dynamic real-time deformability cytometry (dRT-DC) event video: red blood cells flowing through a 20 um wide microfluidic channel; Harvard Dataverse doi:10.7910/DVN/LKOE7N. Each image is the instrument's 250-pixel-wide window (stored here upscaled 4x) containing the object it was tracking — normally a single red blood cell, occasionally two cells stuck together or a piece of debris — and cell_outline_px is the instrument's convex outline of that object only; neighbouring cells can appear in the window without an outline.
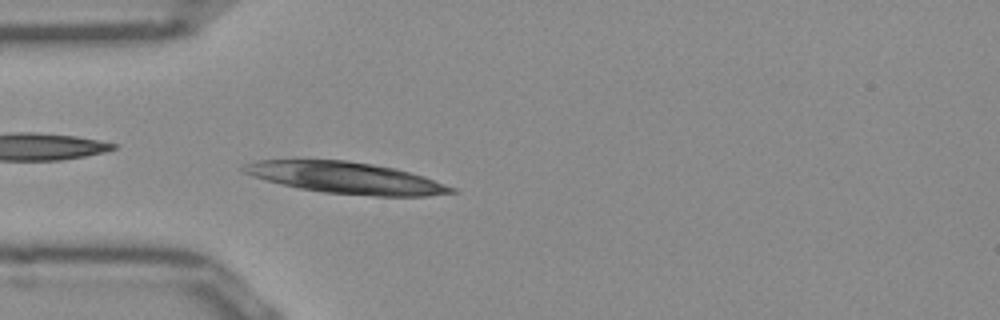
{"species": "Egyptian fruit bat (a non-hibernating species)", "species_latin": "Rousettus aegyptiacus", "temperature_condition": "room temperature", "stored_images_in_passage": 34, "camera_frame_rate_fps": 3000, "um_per_image_px": 0.085, "frame": {"image": 1, "passage_image": 4, "time_ms": 1.0, "image_size_px": [1000, 320], "cell_outline_px": [[460, 192], [428, 196], [376, 196], [324, 192], [300, 188], [252, 176], [240, 172], [240, 168], [244, 164], [256, 160], [344, 160], [372, 164], [392, 168], [424, 176], [456, 188]], "centroid_in_image_um": [29.42, 15.12], "position_along_channel_um": 55.6, "area_um2": 37.86}}
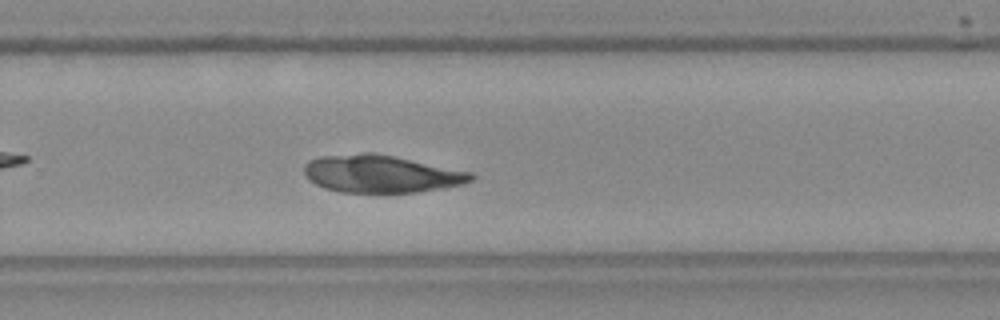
{"frame": {"image": 2, "passage_image": 23, "time_ms": 7.333, "image_size_px": [1000, 320], "cell_outline_px": [[476, 180], [464, 184], [444, 188], [416, 192], [340, 192], [324, 188], [308, 180], [304, 172], [304, 164], [308, 160], [320, 156], [364, 152], [372, 152], [472, 172], [476, 176]], "centroid_in_image_um": [32.39, 14.78], "position_along_channel_um": 297.4, "area_um2": 36.65}}
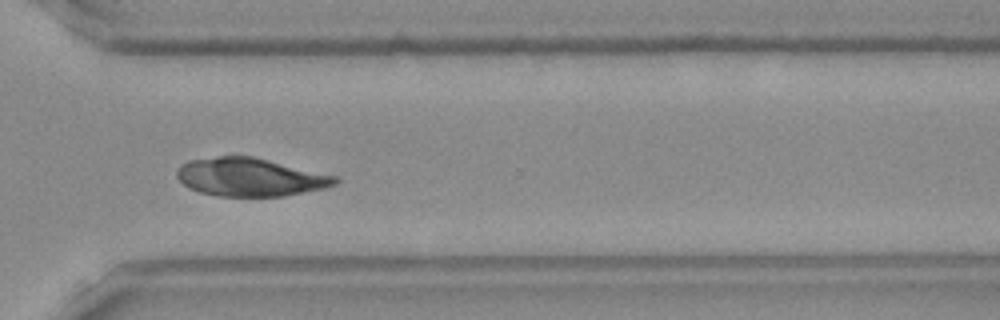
{"frame": {"image": 3, "passage_image": 27, "time_ms": 8.667, "image_size_px": [1000, 320], "cell_outline_px": [[340, 180], [336, 184], [324, 188], [284, 196], [216, 196], [200, 192], [188, 188], [176, 176], [176, 172], [180, 164], [188, 160], [220, 156], [252, 156], [336, 176]], "centroid_in_image_um": [21.23, 15.06], "position_along_channel_um": 349.4, "area_um2": 35.14}}